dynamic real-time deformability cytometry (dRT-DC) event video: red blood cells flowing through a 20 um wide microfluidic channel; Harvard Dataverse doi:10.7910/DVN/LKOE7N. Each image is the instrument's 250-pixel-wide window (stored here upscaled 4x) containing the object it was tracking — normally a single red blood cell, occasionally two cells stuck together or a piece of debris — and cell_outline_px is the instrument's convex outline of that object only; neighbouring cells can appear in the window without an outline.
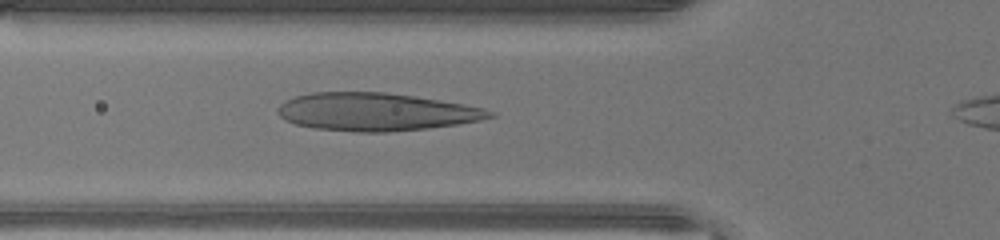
{"species": "human", "species_latin": "Homo sapiens", "temperature_condition": "warm", "stored_images_in_passage": 30, "camera_frame_rate_fps": 3000, "um_per_image_px": 0.085, "donor": {"sex": "male"}, "frame": {"image": 1, "passage_image": 6, "time_ms": 1.667, "image_size_px": [1000, 240], "cell_outline_px": [[496, 116], [480, 120], [456, 124], [428, 128], [388, 132], [356, 132], [316, 128], [296, 124], [280, 116], [276, 112], [276, 108], [284, 100], [296, 96], [312, 92], [384, 92], [440, 100], [464, 104], [484, 108], [496, 112]], "centroid_in_image_um": [31.95, 9.5], "position_along_channel_um": 93.8, "area_um2": 46.7}}
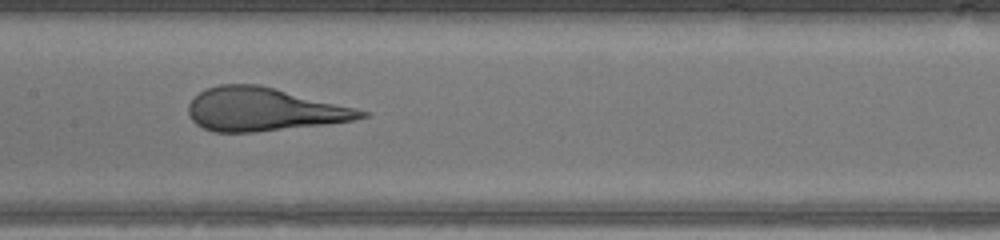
{"frame": {"image": 2, "passage_image": 12, "time_ms": 3.667, "image_size_px": [1000, 240], "cell_outline_px": [[368, 116], [352, 120], [324, 124], [252, 132], [212, 132], [196, 124], [188, 116], [188, 104], [200, 92], [208, 88], [220, 84], [260, 84], [356, 108], [368, 112]], "centroid_in_image_um": [22.37, 9.29], "position_along_channel_um": 185.0, "area_um2": 43.23}}
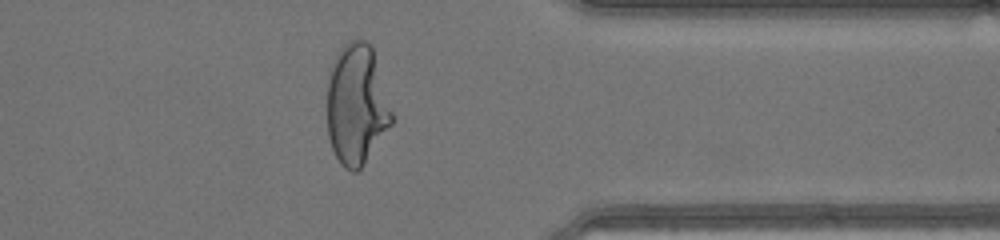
{"frame": {"image": 3, "passage_image": 26, "time_ms": 8.333, "image_size_px": [1000, 240], "cell_outline_px": [[392, 124], [364, 164], [356, 172], [352, 172], [344, 168], [336, 156], [332, 148], [328, 136], [328, 80], [332, 64], [340, 48], [348, 40], [368, 40], [372, 44], [392, 112]], "centroid_in_image_um": [30.32, 8.88], "position_along_channel_um": 381.1, "area_um2": 45.37}}